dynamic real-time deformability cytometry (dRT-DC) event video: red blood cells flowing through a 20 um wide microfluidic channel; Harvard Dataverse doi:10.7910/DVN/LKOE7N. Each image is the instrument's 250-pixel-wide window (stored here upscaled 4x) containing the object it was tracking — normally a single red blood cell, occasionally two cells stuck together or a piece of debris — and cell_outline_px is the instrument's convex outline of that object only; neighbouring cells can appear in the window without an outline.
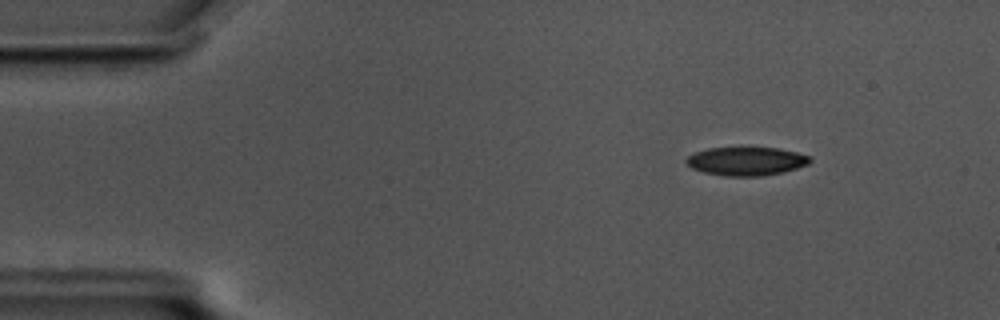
{"species": "common noctule bat (a hibernating species)", "species_latin": "Nyctalus noctula", "temperature_condition": "cold", "stored_images_in_passage": 25, "camera_frame_rate_fps": 3000, "um_per_image_px": 0.085, "animal": {"sex": "male", "body_mass_g": 17.5, "forearm_length_mm": 52.3}, "frame": {"image": 1, "passage_image": 8, "time_ms": 2.333, "image_size_px": [1000, 320], "cell_outline_px": [[812, 160], [808, 164], [784, 172], [764, 176], [724, 176], [704, 172], [692, 168], [684, 160], [688, 156], [696, 152], [708, 148], [776, 148], [796, 152], [812, 156]], "centroid_in_image_um": [63.46, 13.71], "position_along_channel_um": 21.5, "area_um2": 20.52}}